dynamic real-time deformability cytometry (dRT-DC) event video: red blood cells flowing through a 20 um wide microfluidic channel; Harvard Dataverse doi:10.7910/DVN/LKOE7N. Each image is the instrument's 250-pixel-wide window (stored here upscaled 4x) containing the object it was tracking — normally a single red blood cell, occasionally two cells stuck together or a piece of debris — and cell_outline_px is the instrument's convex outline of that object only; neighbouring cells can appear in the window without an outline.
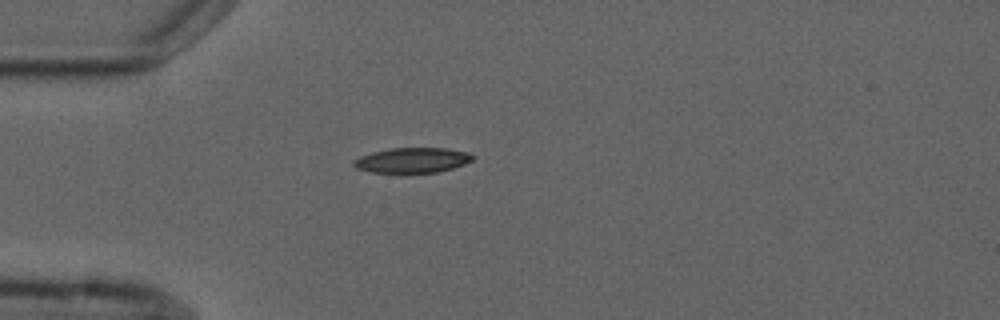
{"species": "common noctule bat (a hibernating species)", "species_latin": "Nyctalus noctula", "temperature_condition": "cold", "stored_images_in_passage": 2, "camera_frame_rate_fps": 3000, "um_per_image_px": 0.085, "animal": {"sex": "male", "forearm_length_mm": 52.5}, "frame": {"image": 1, "passage_image": 1, "time_ms": 0.0, "image_size_px": [1000, 320], "cell_outline_px": [[476, 156], [472, 160], [464, 164], [440, 172], [372, 172], [356, 168], [352, 164], [352, 160], [360, 156], [372, 152], [392, 148], [448, 148], [468, 152]], "centroid_in_image_um": [35.06, 13.61], "position_along_channel_um": 49.9, "area_um2": 17.4}}